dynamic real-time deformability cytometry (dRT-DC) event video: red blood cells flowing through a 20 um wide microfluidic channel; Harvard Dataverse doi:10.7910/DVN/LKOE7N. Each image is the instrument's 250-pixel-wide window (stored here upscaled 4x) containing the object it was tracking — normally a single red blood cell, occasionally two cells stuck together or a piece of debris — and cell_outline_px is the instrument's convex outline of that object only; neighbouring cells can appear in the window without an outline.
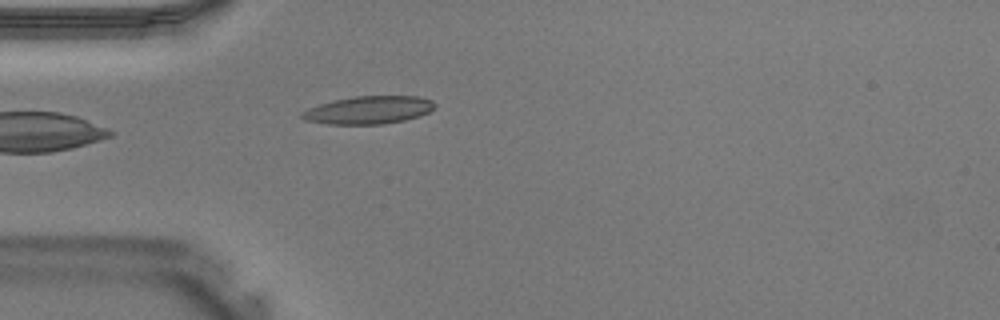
{"species": "Egyptian fruit bat (a non-hibernating species)", "species_latin": "Rousettus aegyptiacus", "temperature_condition": "warm", "stored_images_in_passage": 19, "camera_frame_rate_fps": 3000, "um_per_image_px": 0.085, "animal": {"sex": "male"}, "frame": {"image": 1, "passage_image": 1, "time_ms": 0.0, "image_size_px": [1000, 320], "cell_outline_px": [[436, 108], [420, 116], [404, 120], [380, 124], [328, 124], [304, 120], [300, 116], [300, 112], [308, 108], [332, 100], [352, 96], [416, 96], [432, 100], [436, 104]], "centroid_in_image_um": [31.32, 9.34], "position_along_channel_um": 53.7, "area_um2": 21.68}}